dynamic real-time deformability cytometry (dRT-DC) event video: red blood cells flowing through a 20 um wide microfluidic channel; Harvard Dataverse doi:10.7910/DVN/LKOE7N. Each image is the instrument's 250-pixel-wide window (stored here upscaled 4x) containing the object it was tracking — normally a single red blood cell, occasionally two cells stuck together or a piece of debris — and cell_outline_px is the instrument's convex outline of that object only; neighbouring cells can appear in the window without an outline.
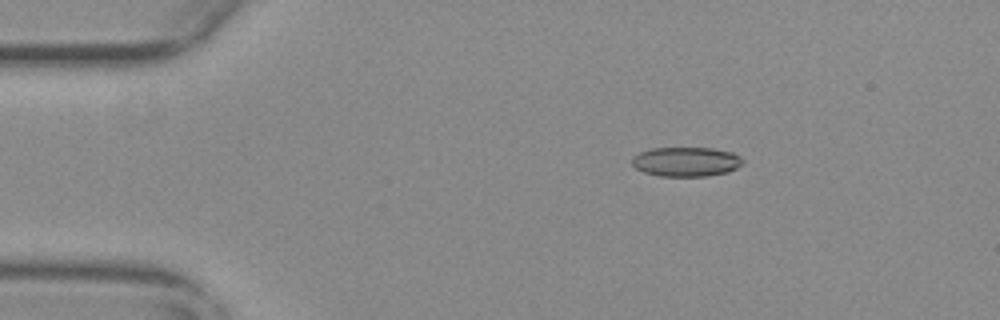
{"species": "common noctule bat (a hibernating species)", "species_latin": "Nyctalus noctula", "temperature_condition": "warm", "stored_images_in_passage": 47, "camera_frame_rate_fps": 3000, "um_per_image_px": 0.085, "animal": {"sex": "female", "body_mass_g": 29.2, "forearm_length_mm": 56.3}, "frame": {"image": 1, "passage_image": 1, "time_ms": 0.0, "image_size_px": [1000, 320], "cell_outline_px": [[744, 164], [728, 172], [708, 176], [660, 176], [644, 172], [636, 168], [632, 164], [632, 156], [640, 152], [652, 148], [712, 148], [732, 152], [740, 156], [744, 160]], "centroid_in_image_um": [58.34, 13.74], "position_along_channel_um": 26.7, "area_um2": 19.13}}
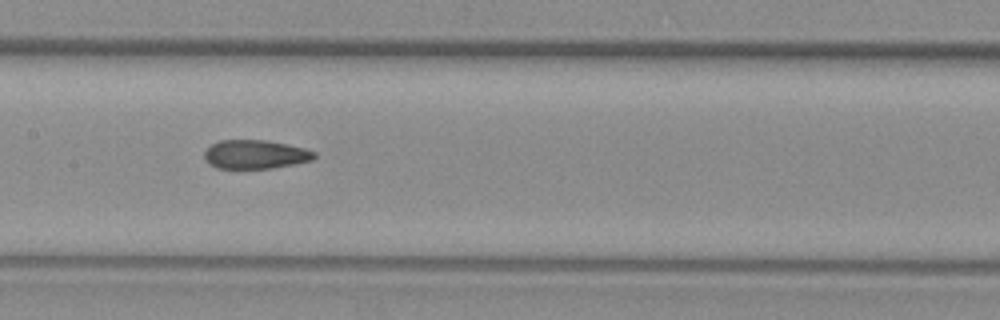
{"frame": {"image": 2, "passage_image": 19, "time_ms": 6.0, "image_size_px": [1000, 320], "cell_outline_px": [[316, 156], [312, 160], [272, 168], [216, 168], [208, 164], [204, 156], [204, 152], [212, 144], [220, 140], [264, 140], [304, 148], [316, 152]], "centroid_in_image_um": [21.67, 13.12], "position_along_channel_um": 185.7, "area_um2": 18.26}}
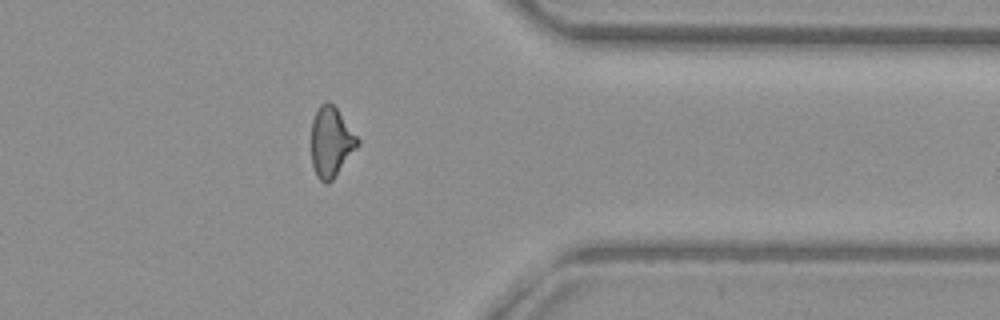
{"frame": {"image": 3, "passage_image": 36, "time_ms": 11.667, "image_size_px": [1000, 320], "cell_outline_px": [[360, 144], [332, 180], [328, 184], [324, 184], [316, 176], [312, 164], [312, 120], [316, 108], [324, 100], [328, 100], [336, 108], [360, 140]], "centroid_in_image_um": [28.13, 12.06], "position_along_channel_um": 383.3, "area_um2": 18.96}, "authors_computed_cell_mechanics": {"area_um2": 19.2474, "velocity_mm_per_s": 3.7209, "shape_relaxation_time_tau1_ms": null, "shape_relaxation_time_tau2_ms": 2.0063, "deformation_change_tau1": null, "deformation_change_tau2": 0.0953}}